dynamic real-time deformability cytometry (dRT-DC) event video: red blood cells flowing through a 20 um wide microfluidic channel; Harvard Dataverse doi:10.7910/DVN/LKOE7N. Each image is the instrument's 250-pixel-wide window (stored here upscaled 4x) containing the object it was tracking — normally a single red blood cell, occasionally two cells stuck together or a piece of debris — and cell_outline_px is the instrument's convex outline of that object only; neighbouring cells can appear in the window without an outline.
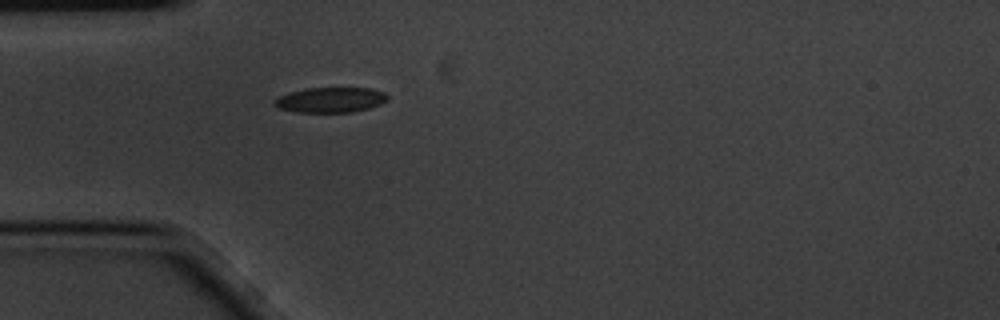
{"species": "common noctule bat (a hibernating species)", "species_latin": "Nyctalus noctula", "temperature_condition": "cold", "stored_images_in_passage": 1, "camera_frame_rate_fps": 3000, "um_per_image_px": 0.085, "animal": {"sex": "male", "body_mass_g": 20.1, "forearm_length_mm": 53.5}, "frame": {"image": 1, "passage_image": 1, "time_ms": 0.0, "image_size_px": [1000, 320], "cell_outline_px": [[388, 100], [380, 104], [368, 108], [352, 112], [296, 112], [280, 108], [272, 104], [272, 100], [288, 92], [304, 88], [372, 88], [384, 92], [388, 96]], "centroid_in_image_um": [28.07, 8.48], "position_along_channel_um": 56.9, "area_um2": 16.7}}